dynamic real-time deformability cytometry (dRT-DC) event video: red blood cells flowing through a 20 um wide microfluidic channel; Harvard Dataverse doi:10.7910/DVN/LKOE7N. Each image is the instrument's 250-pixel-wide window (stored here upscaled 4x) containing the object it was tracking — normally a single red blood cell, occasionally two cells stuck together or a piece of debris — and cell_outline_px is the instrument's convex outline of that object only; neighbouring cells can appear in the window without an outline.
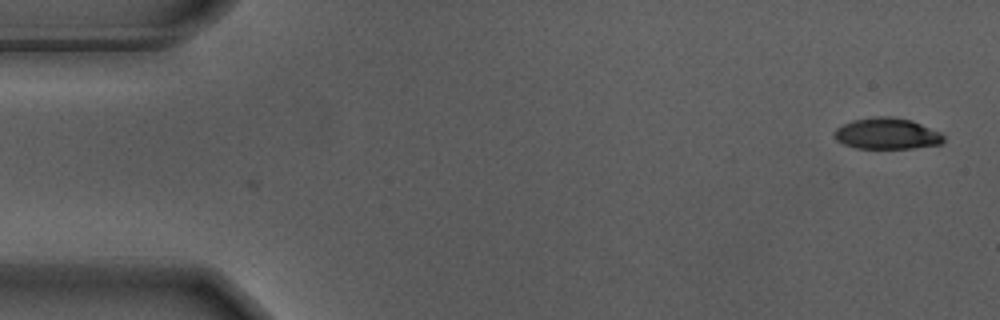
{"species": "Egyptian fruit bat (a non-hibernating species)", "species_latin": "Rousettus aegyptiacus", "temperature_condition": "warm", "stored_images_in_passage": 3, "camera_frame_rate_fps": 3000, "um_per_image_px": 0.085, "animal": {"sex": "male"}, "frame": {"image": 1, "passage_image": 3, "time_ms": 0.667, "image_size_px": [1000, 320], "cell_outline_px": [[944, 140], [940, 144], [912, 148], [856, 148], [844, 144], [836, 140], [836, 128], [852, 120], [872, 116], [892, 116], [912, 120], [940, 132], [944, 136]], "centroid_in_image_um": [75.4, 11.34], "position_along_channel_um": 9.6, "area_um2": 19.83}}